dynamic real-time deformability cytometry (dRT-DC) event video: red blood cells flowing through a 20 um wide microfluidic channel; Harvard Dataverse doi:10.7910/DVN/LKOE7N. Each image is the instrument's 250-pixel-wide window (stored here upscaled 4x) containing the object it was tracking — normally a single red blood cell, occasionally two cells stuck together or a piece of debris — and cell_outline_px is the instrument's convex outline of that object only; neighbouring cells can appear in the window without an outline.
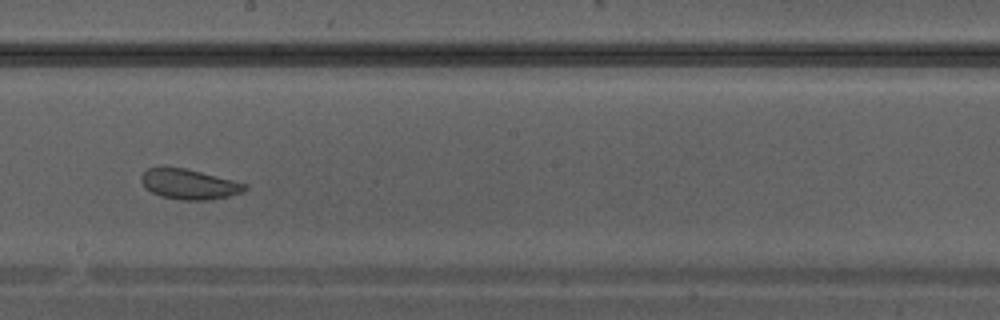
{"species": "Egyptian fruit bat (a non-hibernating species)", "species_latin": "Rousettus aegyptiacus", "temperature_condition": "warm", "stored_images_in_passage": 31, "camera_frame_rate_fps": 3000, "um_per_image_px": 0.085, "animal": {"sex": "male"}, "frame": {"image": 1, "passage_image": 18, "time_ms": 5.667, "image_size_px": [1000, 320], "cell_outline_px": [[248, 188], [244, 192], [228, 196], [208, 200], [184, 200], [160, 196], [152, 192], [140, 180], [140, 176], [148, 168], [184, 168], [248, 184]], "centroid_in_image_um": [16.11, 15.67], "position_along_channel_um": 232.1, "area_um2": 17.86}}